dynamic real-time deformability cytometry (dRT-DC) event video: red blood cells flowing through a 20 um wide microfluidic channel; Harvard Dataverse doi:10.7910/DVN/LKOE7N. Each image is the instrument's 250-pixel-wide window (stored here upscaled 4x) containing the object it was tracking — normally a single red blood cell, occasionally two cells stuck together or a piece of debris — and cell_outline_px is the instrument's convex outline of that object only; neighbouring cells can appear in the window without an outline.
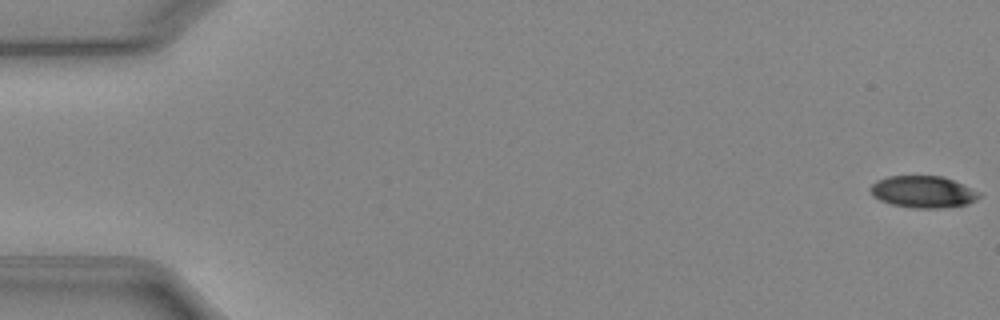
{"species": "Egyptian fruit bat (a non-hibernating species)", "species_latin": "Rousettus aegyptiacus", "temperature_condition": "cold", "stored_images_in_passage": 52, "camera_frame_rate_fps": 3000, "um_per_image_px": 0.085, "animal": {"sex": "female"}, "frame": {"image": 1, "passage_image": 1, "time_ms": 0.0, "image_size_px": [1000, 320], "cell_outline_px": [[980, 196], [976, 200], [968, 204], [940, 208], [912, 208], [892, 204], [880, 200], [872, 196], [868, 188], [876, 180], [888, 176], [944, 176], [980, 192]], "centroid_in_image_um": [78.43, 16.3], "position_along_channel_um": 6.6, "area_um2": 20.29}}
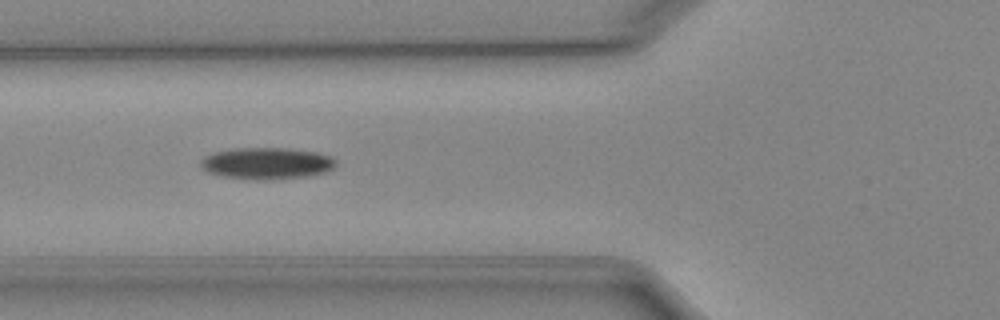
{"frame": {"image": 2, "passage_image": 20, "time_ms": 6.333, "image_size_px": [1000, 320], "cell_outline_px": [[336, 164], [332, 168], [324, 172], [308, 176], [264, 180], [260, 180], [220, 176], [208, 172], [200, 164], [200, 160], [204, 156], [216, 152], [232, 148], [288, 148], [316, 152], [332, 156], [336, 160]], "centroid_in_image_um": [22.67, 13.88], "position_along_channel_um": 103.1, "area_um2": 24.91}}
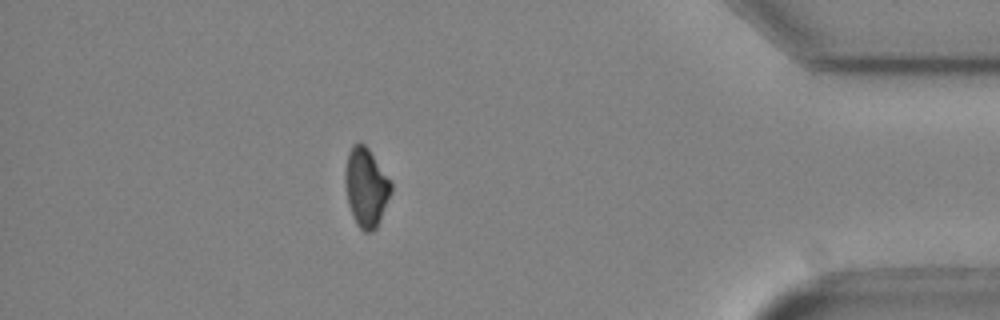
{"frame": {"image": 3, "passage_image": 46, "time_ms": 15.0, "image_size_px": [1000, 320], "cell_outline_px": [[392, 192], [380, 220], [376, 228], [372, 232], [364, 232], [356, 224], [352, 216], [348, 204], [344, 180], [344, 172], [348, 152], [352, 144], [364, 144], [368, 148], [392, 184]], "centroid_in_image_um": [31.1, 15.95], "position_along_channel_um": 404.1, "area_um2": 21.1}, "authors_computed_cell_mechanics": {"area_um2": 22.2819, "velocity_mm_per_s": 3.9637, "shape_relaxation_time_tau1_ms": 3.5005, "shape_relaxation_time_tau2_ms": null, "deformation_change_tau1": 0.1033, "deformation_change_tau2": null}}